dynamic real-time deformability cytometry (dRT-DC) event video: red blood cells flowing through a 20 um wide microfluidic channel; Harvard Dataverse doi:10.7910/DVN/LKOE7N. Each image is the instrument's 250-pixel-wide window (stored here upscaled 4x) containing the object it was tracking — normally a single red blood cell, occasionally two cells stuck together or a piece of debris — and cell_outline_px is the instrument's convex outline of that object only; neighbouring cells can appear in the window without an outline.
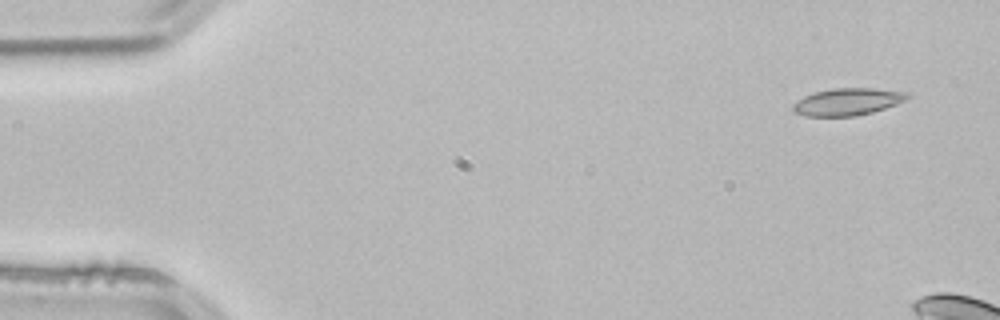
{"species": "common noctule bat (a hibernating species)", "species_latin": "Nyctalus noctula", "temperature_condition": "room temperature", "stored_images_in_passage": 4, "camera_frame_rate_fps": 3000, "um_per_image_px": 0.085, "animal": {"sex": "male", "body_mass_g": 21.5, "forearm_length_mm": 52.0}, "frame": {"image": 1, "passage_image": 1, "time_ms": 0.0, "image_size_px": [1000, 320], "cell_outline_px": [[912, 96], [908, 100], [872, 112], [852, 116], [804, 116], [792, 112], [792, 104], [804, 96], [816, 92], [832, 88], [872, 88], [908, 92]], "centroid_in_image_um": [72.05, 8.65], "position_along_channel_um": 13.0, "area_um2": 18.21}}